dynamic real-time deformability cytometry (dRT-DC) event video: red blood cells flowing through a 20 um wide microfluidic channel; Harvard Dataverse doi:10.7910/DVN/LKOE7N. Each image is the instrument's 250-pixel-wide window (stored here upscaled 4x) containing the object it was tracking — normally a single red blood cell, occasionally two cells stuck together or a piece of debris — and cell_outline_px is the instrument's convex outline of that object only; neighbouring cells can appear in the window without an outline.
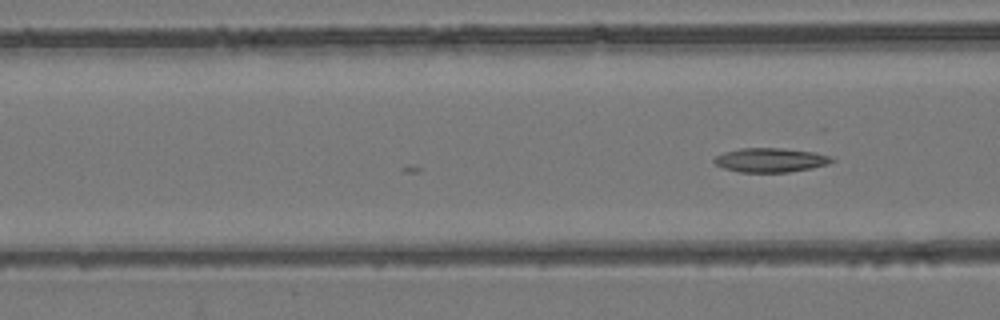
{"species": "common noctule bat (a hibernating species)", "species_latin": "Nyctalus noctula", "temperature_condition": "room temperature", "stored_images_in_passage": 21, "camera_frame_rate_fps": 3000, "um_per_image_px": 0.085, "animal": {"sex": "female", "body_mass_g": 24.6, "forearm_length_mm": 56.2}, "frame": {"image": 1, "passage_image": 21, "time_ms": 6.667, "image_size_px": [1000, 320], "cell_outline_px": [[836, 160], [828, 164], [812, 168], [788, 172], [740, 172], [724, 168], [716, 164], [712, 160], [716, 156], [724, 152], [740, 148], [780, 148], [816, 152], [832, 156]], "centroid_in_image_um": [65.53, 13.6], "position_along_channel_um": 101.1, "area_um2": 16.65}}